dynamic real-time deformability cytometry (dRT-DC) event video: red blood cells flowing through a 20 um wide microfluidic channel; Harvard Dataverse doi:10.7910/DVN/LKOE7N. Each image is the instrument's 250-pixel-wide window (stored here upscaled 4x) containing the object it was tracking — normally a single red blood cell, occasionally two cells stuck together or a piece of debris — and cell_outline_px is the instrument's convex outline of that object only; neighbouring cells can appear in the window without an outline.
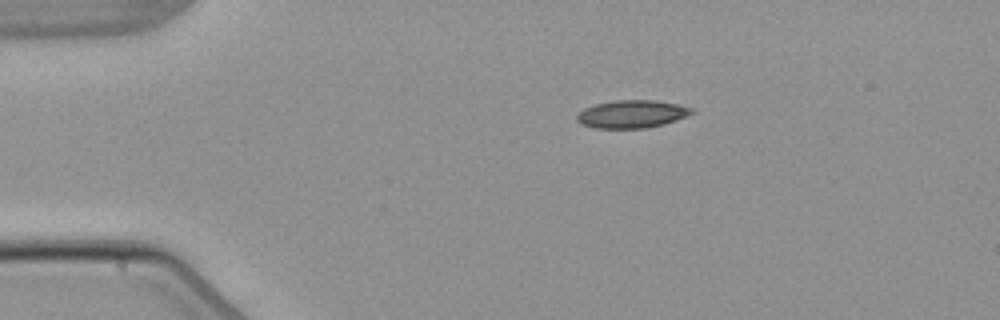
{"species": "common noctule bat (a hibernating species)", "species_latin": "Nyctalus noctula", "temperature_condition": "warm", "stored_images_in_passage": 2, "camera_frame_rate_fps": 3000, "um_per_image_px": 0.085, "animal": {"sex": "male", "body_mass_g": 21.5, "forearm_length_mm": 52.0}, "frame": {"image": 1, "passage_image": 2, "time_ms": 1.333, "image_size_px": [1000, 320], "cell_outline_px": [[696, 112], [676, 120], [664, 124], [644, 128], [596, 128], [580, 124], [576, 120], [576, 116], [584, 108], [596, 104], [616, 100], [656, 100], [680, 104], [692, 108]], "centroid_in_image_um": [53.72, 9.69], "position_along_channel_um": 31.3, "area_um2": 18.67}}